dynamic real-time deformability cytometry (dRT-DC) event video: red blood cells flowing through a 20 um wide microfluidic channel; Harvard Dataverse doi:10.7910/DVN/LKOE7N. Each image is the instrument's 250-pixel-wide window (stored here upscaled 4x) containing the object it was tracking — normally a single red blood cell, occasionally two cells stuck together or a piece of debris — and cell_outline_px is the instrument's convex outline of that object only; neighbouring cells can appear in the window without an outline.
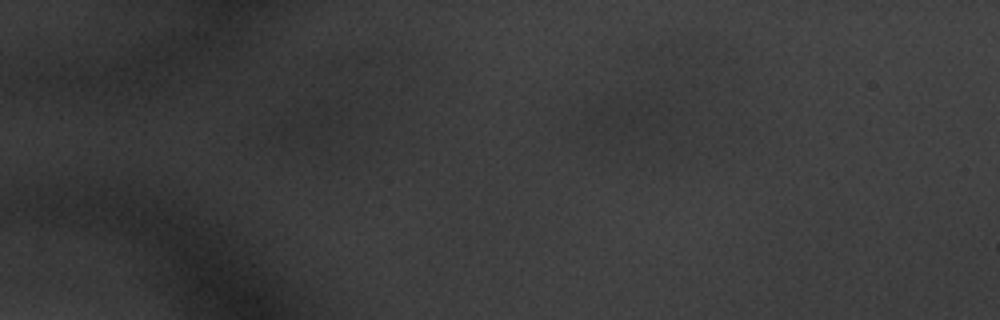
{"species": "common noctule bat (a hibernating species)", "species_latin": "Nyctalus noctula", "temperature_condition": "warm", "stored_images_in_passage": 8, "camera_frame_rate_fps": 3000, "um_per_image_px": 0.085, "animal": {"sex": "male", "body_mass_g": 20.1, "forearm_length_mm": 53.5}, "frame": {"image": 1, "passage_image": 1, "time_ms": 0.0, "image_size_px": [1000, 320], "cell_outline_px": [[664, 116], [656, 124], [620, 140], [572, 140], [572, 128], [608, 96], [660, 96]], "centroid_in_image_um": [52.63, 10.04], "position_along_channel_um": 32.4, "area_um2": 21.56}}
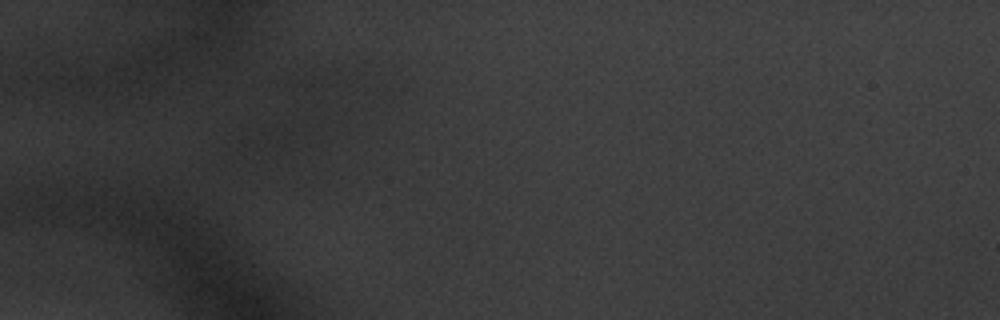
{"frame": {"image": 2, "passage_image": 8, "time_ms": 2.333, "image_size_px": [1000, 320], "cell_outline_px": [[308, 132], [292, 148], [248, 160], [228, 160], [228, 152], [236, 140], [240, 136], [252, 128], [276, 124]], "centroid_in_image_um": [22.49, 12.06], "position_along_channel_um": 62.5, "area_um2": 12.95}}